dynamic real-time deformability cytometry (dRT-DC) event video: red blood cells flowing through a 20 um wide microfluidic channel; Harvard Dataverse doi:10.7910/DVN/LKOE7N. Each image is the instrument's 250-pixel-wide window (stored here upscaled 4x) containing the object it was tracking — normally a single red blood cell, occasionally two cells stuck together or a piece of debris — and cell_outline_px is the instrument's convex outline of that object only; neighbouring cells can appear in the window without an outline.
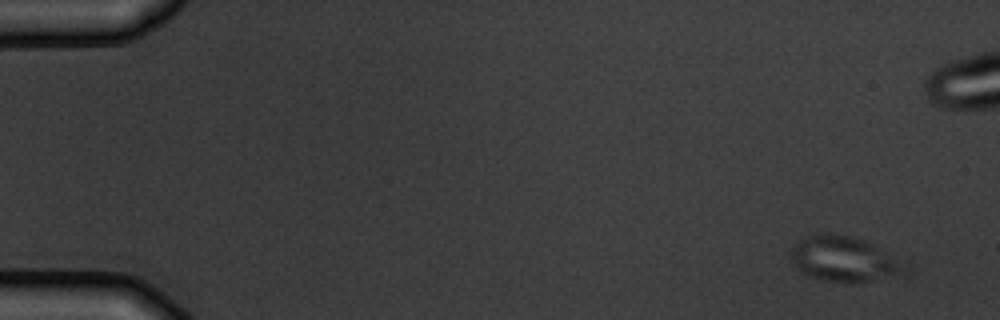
{"species": "common noctule bat (a hibernating species)", "species_latin": "Nyctalus noctula", "temperature_condition": "warm", "stored_images_in_passage": 4, "camera_frame_rate_fps": 3000, "um_per_image_px": 0.085, "animal": {"sex": "male", "body_mass_g": 19.5, "forearm_length_mm": 54.6}, "frame": {"image": 1, "passage_image": 1, "time_ms": 0.0, "image_size_px": [1000, 320], "cell_outline_px": [[912, 264], [908, 268], [856, 284], [848, 284], [816, 280], [808, 276], [796, 268], [788, 252], [800, 240], [808, 236], [852, 236], [864, 240]], "centroid_in_image_um": [71.71, 22.06], "position_along_channel_um": 13.3, "area_um2": 29.54}}